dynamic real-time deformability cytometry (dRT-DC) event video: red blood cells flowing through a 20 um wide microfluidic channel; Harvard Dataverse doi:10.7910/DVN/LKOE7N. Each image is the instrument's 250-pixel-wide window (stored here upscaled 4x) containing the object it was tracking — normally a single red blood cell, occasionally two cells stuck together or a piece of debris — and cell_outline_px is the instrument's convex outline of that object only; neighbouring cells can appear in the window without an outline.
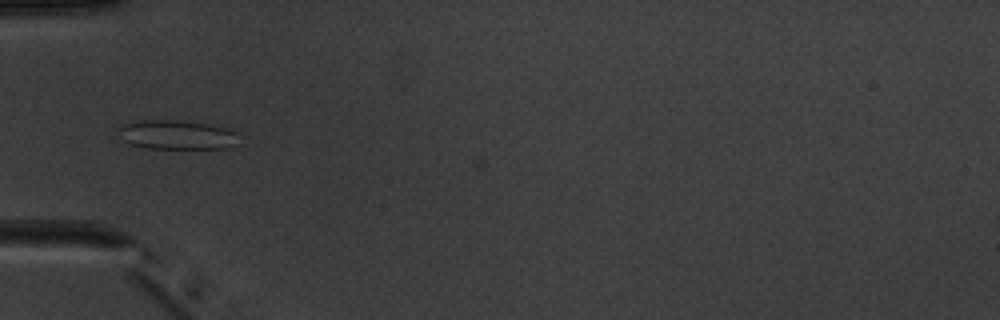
{"species": "common noctule bat (a hibernating species)", "species_latin": "Nyctalus noctula", "temperature_condition": "warm", "stored_images_in_passage": 4, "camera_frame_rate_fps": 3000, "um_per_image_px": 0.085, "animal": {"sex": "male", "body_mass_g": 20.1, "forearm_length_mm": 53.5}, "frame": {"image": 1, "passage_image": 4, "time_ms": 4.0, "image_size_px": [1000, 320], "cell_outline_px": [[236, 144], [228, 148], [148, 148], [132, 144], [124, 140], [120, 128], [124, 124], [144, 120], [176, 120], [208, 124], [224, 128], [236, 132]], "centroid_in_image_um": [15.07, 11.46], "position_along_channel_um": 69.9, "area_um2": 19.88}}